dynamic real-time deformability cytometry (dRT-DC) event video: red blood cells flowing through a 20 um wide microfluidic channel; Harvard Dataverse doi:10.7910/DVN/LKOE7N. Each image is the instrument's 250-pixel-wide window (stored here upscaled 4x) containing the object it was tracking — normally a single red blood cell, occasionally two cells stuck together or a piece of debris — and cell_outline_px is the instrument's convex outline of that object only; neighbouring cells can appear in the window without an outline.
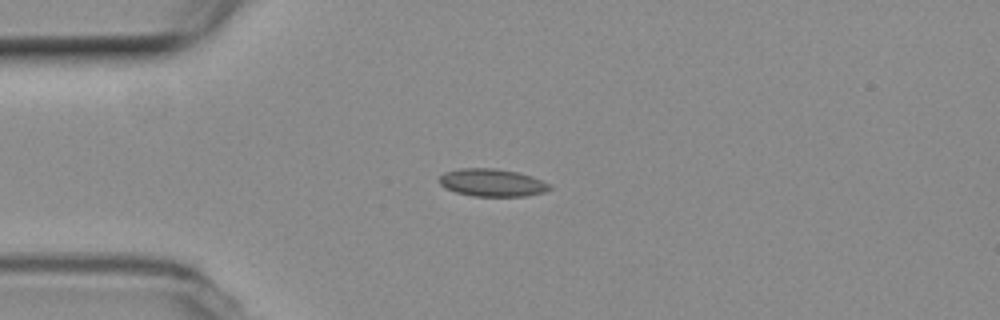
{"species": "common noctule bat (a hibernating species)", "species_latin": "Nyctalus noctula", "temperature_condition": "room temperature", "stored_images_in_passage": 21, "camera_frame_rate_fps": 3000, "um_per_image_px": 0.085, "animal": {"sex": "female", "body_mass_g": 19.3, "forearm_length_mm": 54.1}, "frame": {"image": 1, "passage_image": 1, "time_ms": 0.0, "image_size_px": [1000, 320], "cell_outline_px": [[552, 188], [544, 192], [528, 196], [472, 196], [456, 192], [444, 188], [440, 184], [440, 176], [444, 172], [460, 168], [496, 168], [516, 172], [532, 176], [548, 184]], "centroid_in_image_um": [41.8, 15.53], "position_along_channel_um": 43.2, "area_um2": 17.74}}
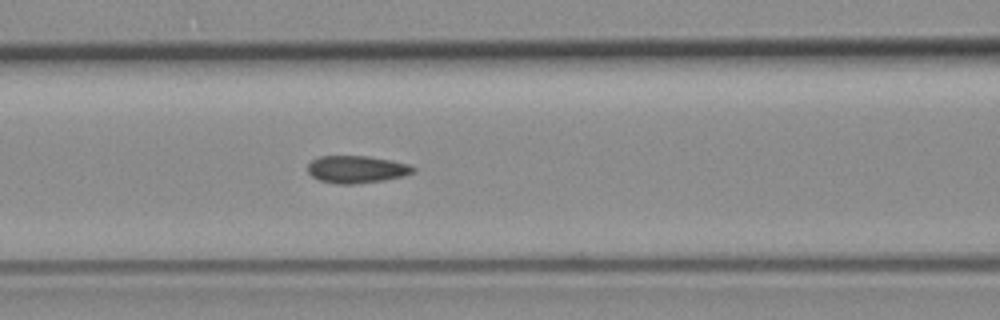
{"frame": {"image": 2, "passage_image": 10, "time_ms": 3.0, "image_size_px": [1000, 320], "cell_outline_px": [[416, 172], [404, 176], [384, 180], [352, 184], [336, 184], [320, 180], [312, 176], [308, 172], [308, 164], [312, 160], [320, 156], [368, 156], [392, 160], [408, 164], [416, 168]], "centroid_in_image_um": [30.34, 14.39], "position_along_channel_um": 136.3, "area_um2": 16.88}}
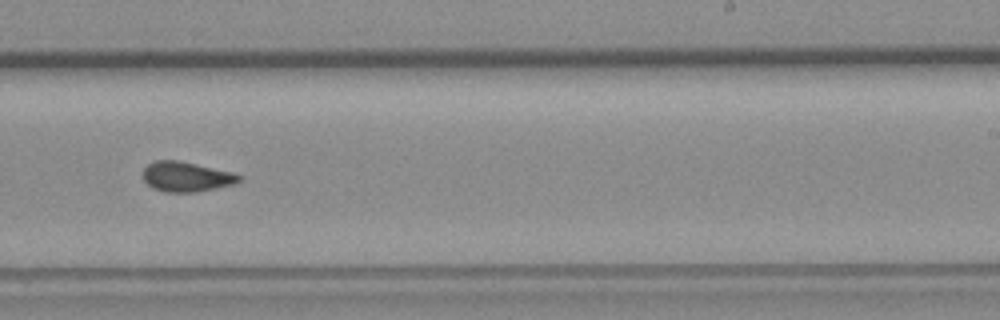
{"frame": {"image": 3, "passage_image": 21, "time_ms": 6.667, "image_size_px": [1000, 320], "cell_outline_px": [[244, 180], [236, 184], [196, 192], [164, 192], [152, 188], [140, 176], [140, 172], [148, 164], [156, 160], [176, 160], [236, 172], [244, 176]], "centroid_in_image_um": [15.88, 15.02], "position_along_channel_um": 273.1, "area_um2": 17.28}}